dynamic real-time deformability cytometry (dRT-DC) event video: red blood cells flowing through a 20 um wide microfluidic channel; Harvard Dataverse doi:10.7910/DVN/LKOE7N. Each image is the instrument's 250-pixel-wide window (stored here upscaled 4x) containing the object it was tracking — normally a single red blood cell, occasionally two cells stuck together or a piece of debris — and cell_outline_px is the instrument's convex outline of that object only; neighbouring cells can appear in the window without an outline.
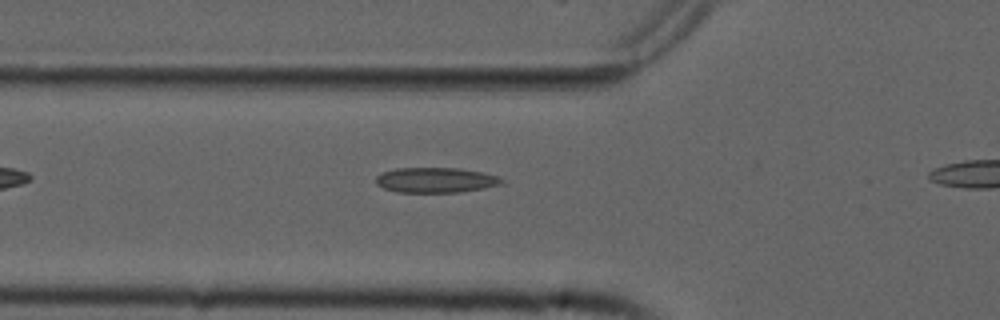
{"species": "common noctule bat (a hibernating species)", "species_latin": "Nyctalus noctula", "temperature_condition": "cold", "stored_images_in_passage": 30, "camera_frame_rate_fps": 3000, "um_per_image_px": 0.085, "animal": {"sex": "male", "forearm_length_mm": 52.5}, "frame": {"image": 1, "passage_image": 2, "time_ms": 0.333, "image_size_px": [1000, 320], "cell_outline_px": [[508, 184], [460, 192], [396, 192], [384, 188], [376, 184], [376, 176], [384, 172], [396, 168], [460, 168], [484, 172], [496, 176], [504, 180]], "centroid_in_image_um": [37.09, 15.31], "position_along_channel_um": 88.7, "area_um2": 18.61}}
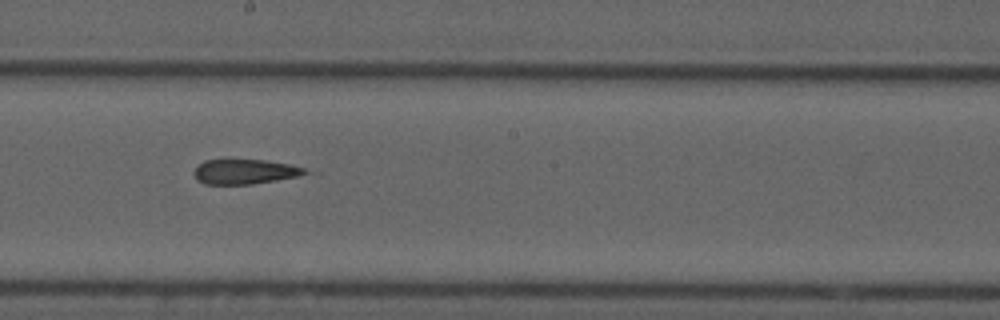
{"frame": {"image": 2, "passage_image": 13, "time_ms": 4.0, "image_size_px": [1000, 320], "cell_outline_px": [[308, 172], [296, 176], [276, 180], [252, 184], [204, 184], [196, 180], [192, 172], [204, 160], [228, 156], [268, 160], [288, 164], [304, 168]], "centroid_in_image_um": [20.69, 14.53], "position_along_channel_um": 227.5, "area_um2": 16.82}}
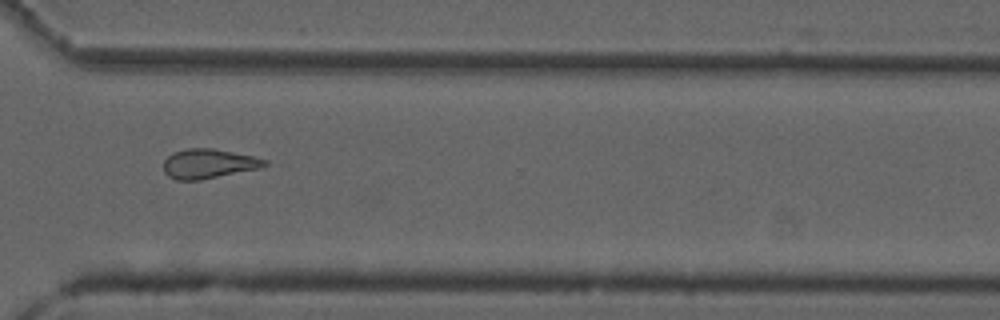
{"frame": {"image": 3, "passage_image": 23, "time_ms": 7.333, "image_size_px": [1000, 320], "cell_outline_px": [[272, 164], [264, 168], [200, 180], [176, 180], [168, 176], [164, 172], [164, 160], [172, 152], [188, 148], [212, 148], [252, 156], [268, 160]], "centroid_in_image_um": [17.78, 13.92], "position_along_channel_um": 352.8, "area_um2": 17.69}}